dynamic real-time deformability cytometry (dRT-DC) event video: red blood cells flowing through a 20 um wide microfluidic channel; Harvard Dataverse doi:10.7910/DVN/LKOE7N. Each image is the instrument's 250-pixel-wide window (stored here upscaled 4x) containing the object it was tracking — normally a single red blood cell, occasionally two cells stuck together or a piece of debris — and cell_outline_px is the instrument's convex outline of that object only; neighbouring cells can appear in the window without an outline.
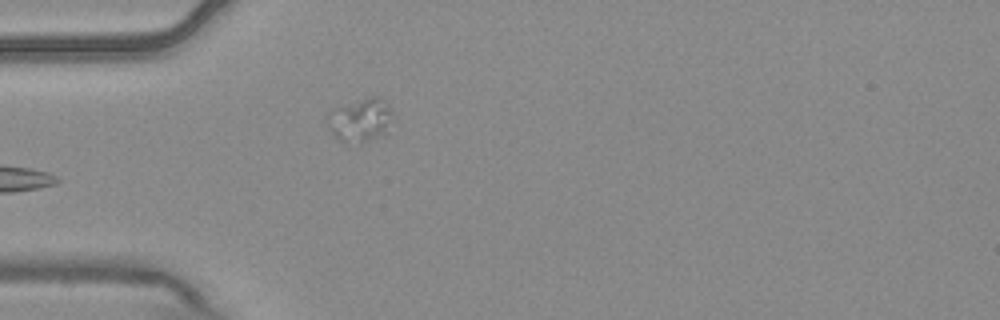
{"species": "common noctule bat (a hibernating species)", "species_latin": "Nyctalus noctula", "temperature_condition": "warm", "stored_images_in_passage": 4, "camera_frame_rate_fps": 3000, "um_per_image_px": 0.085, "animal": {"sex": "male", "body_mass_g": 20.4}, "frame": {"image": 1, "passage_image": 4, "time_ms": 1.0, "image_size_px": [1000, 320], "cell_outline_px": [[392, 112], [384, 136], [360, 144], [344, 144], [328, 128], [328, 112], [332, 108], [368, 96], [380, 96], [392, 108]], "centroid_in_image_um": [30.61, 10.21], "position_along_channel_um": 54.4, "area_um2": 16.94}}